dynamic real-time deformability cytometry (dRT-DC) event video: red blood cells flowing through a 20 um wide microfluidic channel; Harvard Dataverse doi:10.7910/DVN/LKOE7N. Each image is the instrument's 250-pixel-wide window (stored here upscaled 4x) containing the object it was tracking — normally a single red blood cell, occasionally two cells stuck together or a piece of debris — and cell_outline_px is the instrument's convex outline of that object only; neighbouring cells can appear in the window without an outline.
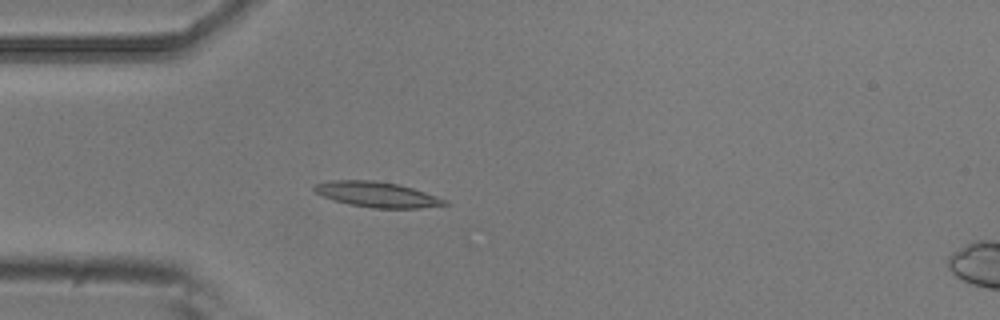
{"species": "common noctule bat (a hibernating species)", "species_latin": "Nyctalus noctula", "temperature_condition": "room temperature", "stored_images_in_passage": 4, "camera_frame_rate_fps": 3000, "um_per_image_px": 0.085, "animal": {"sex": "male", "body_mass_g": 20.5, "forearm_length_mm": 52.5}, "frame": {"image": 1, "passage_image": 3, "time_ms": 0.667, "image_size_px": [1000, 320], "cell_outline_px": [[452, 204], [420, 208], [372, 208], [348, 204], [324, 196], [316, 192], [312, 188], [316, 184], [332, 180], [376, 180], [400, 184], [448, 200]], "centroid_in_image_um": [32.1, 16.53], "position_along_channel_um": 52.9, "area_um2": 19.25}}